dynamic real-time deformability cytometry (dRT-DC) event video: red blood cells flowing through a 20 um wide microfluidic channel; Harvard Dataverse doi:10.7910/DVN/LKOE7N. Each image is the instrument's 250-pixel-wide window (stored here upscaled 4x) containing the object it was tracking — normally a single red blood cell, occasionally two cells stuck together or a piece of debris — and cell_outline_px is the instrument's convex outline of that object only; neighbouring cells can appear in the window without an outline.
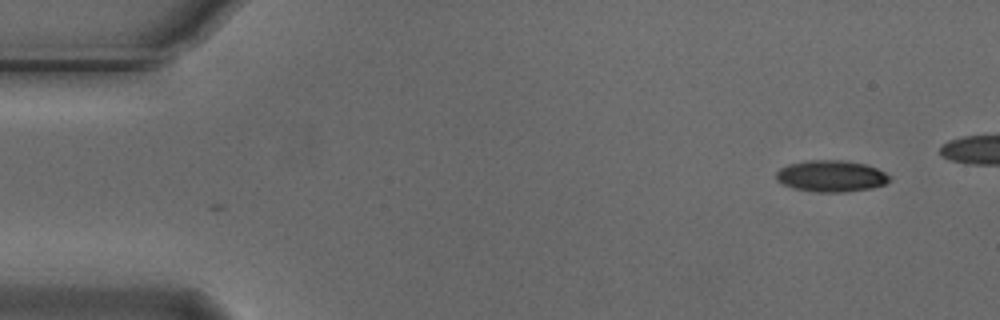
{"species": "Egyptian fruit bat (a non-hibernating species)", "species_latin": "Rousettus aegyptiacus", "temperature_condition": "cold", "stored_images_in_passage": 2, "camera_frame_rate_fps": 3000, "um_per_image_px": 0.085, "animal": {"sex": "male"}, "frame": {"image": 1, "passage_image": 1, "time_ms": 0.0, "image_size_px": [1000, 320], "cell_outline_px": [[892, 180], [884, 184], [872, 188], [844, 192], [816, 192], [792, 188], [776, 180], [776, 172], [780, 168], [788, 164], [808, 160], [840, 160], [864, 164], [876, 168], [892, 176]], "centroid_in_image_um": [70.65, 14.97], "position_along_channel_um": 14.4, "area_um2": 20.87}}